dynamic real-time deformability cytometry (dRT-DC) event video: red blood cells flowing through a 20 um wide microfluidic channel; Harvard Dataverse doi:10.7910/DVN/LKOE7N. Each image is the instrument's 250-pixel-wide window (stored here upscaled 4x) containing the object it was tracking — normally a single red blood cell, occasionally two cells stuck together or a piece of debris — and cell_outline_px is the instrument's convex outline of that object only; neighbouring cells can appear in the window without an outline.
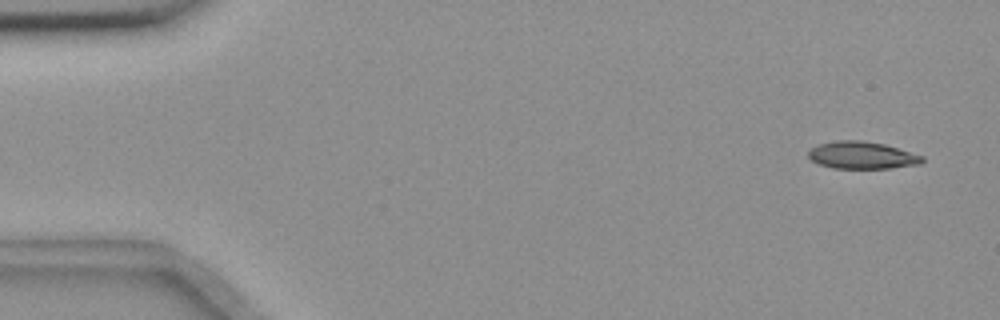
{"species": "common noctule bat (a hibernating species)", "species_latin": "Nyctalus noctula", "temperature_condition": "room temperature", "stored_images_in_passage": 56, "camera_frame_rate_fps": 3000, "um_per_image_px": 0.085, "animal": {"sex": "female", "body_mass_g": 18.4}, "frame": {"image": 1, "passage_image": 3, "time_ms": 0.667, "image_size_px": [1000, 320], "cell_outline_px": [[924, 160], [920, 164], [892, 168], [832, 168], [820, 164], [812, 160], [808, 156], [808, 152], [812, 148], [820, 144], [836, 140], [860, 140], [884, 144], [924, 156]], "centroid_in_image_um": [73.29, 13.2], "position_along_channel_um": 11.7, "area_um2": 17.98}}
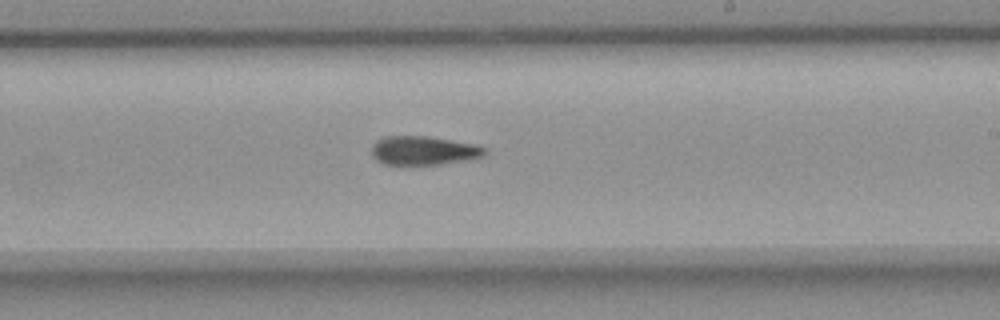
{"frame": {"image": 2, "passage_image": 33, "time_ms": 10.667, "image_size_px": [1000, 320], "cell_outline_px": [[484, 152], [480, 156], [464, 160], [440, 164], [384, 164], [376, 160], [372, 156], [372, 144], [376, 140], [384, 136], [428, 136], [476, 144], [484, 148]], "centroid_in_image_um": [35.92, 12.78], "position_along_channel_um": 253.1, "area_um2": 18.79}}
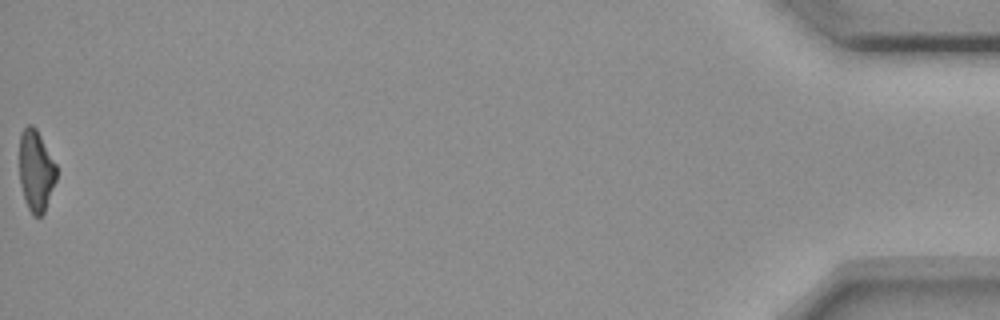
{"frame": {"image": 3, "passage_image": 56, "time_ms": 18.333, "image_size_px": [1000, 320], "cell_outline_px": [[56, 180], [44, 212], [40, 216], [32, 216], [24, 200], [20, 184], [20, 132], [28, 124], [32, 124], [36, 128], [56, 164]], "centroid_in_image_um": [3.05, 14.51], "position_along_channel_um": 432.2, "area_um2": 17.51}, "authors_computed_cell_mechanics": {"area_um2": 19.0162, "velocity_mm_per_s": 3.6454, "shape_relaxation_time_tau1_ms": 11.0668, "shape_relaxation_time_tau2_ms": null, "deformation_change_tau1": 0.2638, "deformation_change_tau2": null}}